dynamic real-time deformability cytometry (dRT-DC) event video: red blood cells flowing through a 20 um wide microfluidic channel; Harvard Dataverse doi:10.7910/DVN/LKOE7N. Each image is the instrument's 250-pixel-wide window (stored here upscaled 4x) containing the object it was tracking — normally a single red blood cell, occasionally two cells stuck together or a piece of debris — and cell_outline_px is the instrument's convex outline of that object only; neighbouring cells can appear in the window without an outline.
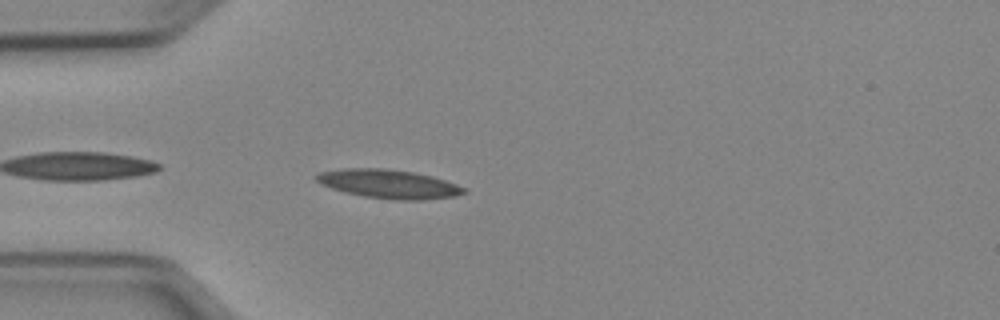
{"species": "Egyptian fruit bat (a non-hibernating species)", "species_latin": "Rousettus aegyptiacus", "temperature_condition": "cold", "stored_images_in_passage": 39, "camera_frame_rate_fps": 3000, "um_per_image_px": 0.085, "animal": {"sex": "female"}, "frame": {"image": 1, "passage_image": 2, "time_ms": 0.333, "image_size_px": [1000, 320], "cell_outline_px": [[468, 192], [452, 196], [424, 200], [396, 200], [364, 196], [344, 192], [320, 184], [312, 176], [320, 172], [344, 168], [384, 168], [412, 172], [432, 176], [468, 188]], "centroid_in_image_um": [33.03, 15.63], "position_along_channel_um": 52.0, "area_um2": 24.8}}
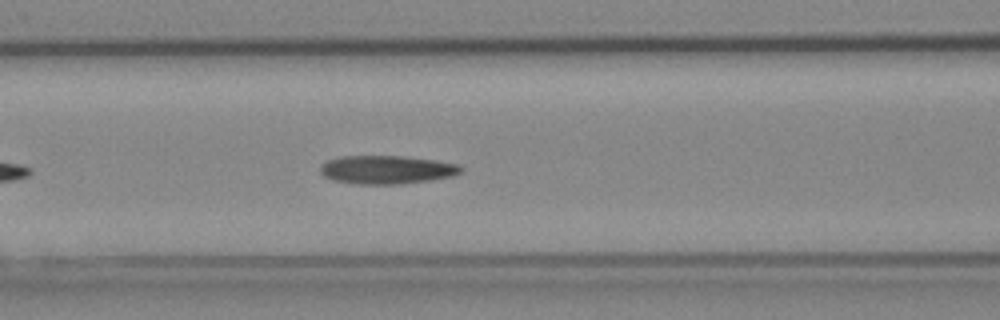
{"frame": {"image": 2, "passage_image": 9, "time_ms": 2.667, "image_size_px": [1000, 320], "cell_outline_px": [[464, 168], [460, 172], [452, 176], [432, 180], [400, 184], [356, 184], [332, 180], [324, 176], [320, 172], [320, 168], [328, 160], [340, 156], [404, 156], [436, 160], [460, 164]], "centroid_in_image_um": [32.9, 14.42], "position_along_channel_um": 133.7, "area_um2": 23.41}}
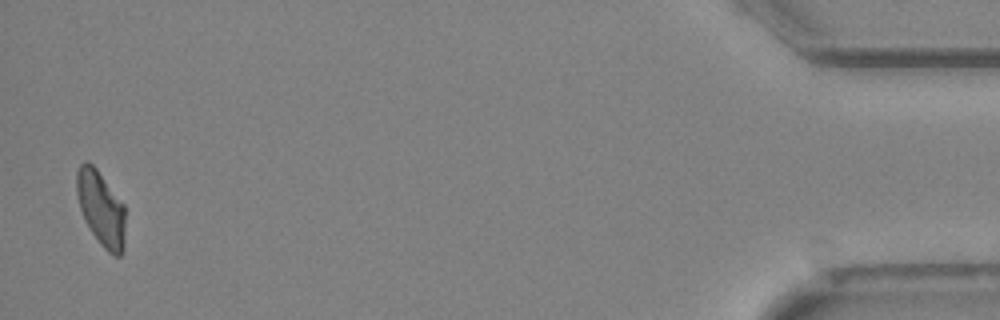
{"frame": {"image": 3, "passage_image": 38, "time_ms": 12.333, "image_size_px": [1000, 320], "cell_outline_px": [[124, 248], [120, 256], [116, 256], [108, 252], [100, 244], [84, 220], [80, 208], [76, 192], [76, 172], [80, 164], [84, 160], [88, 160], [96, 168], [124, 204]], "centroid_in_image_um": [8.57, 17.7], "position_along_channel_um": 426.6, "area_um2": 21.21}, "authors_computed_cell_mechanics": {"area_um2": 22.3108, "velocity_mm_per_s": 3.9404, "shape_relaxation_time_tau1_ms": null, "shape_relaxation_time_tau2_ms": 4.6126, "deformation_change_tau1": null, "deformation_change_tau2": 0.1287}}